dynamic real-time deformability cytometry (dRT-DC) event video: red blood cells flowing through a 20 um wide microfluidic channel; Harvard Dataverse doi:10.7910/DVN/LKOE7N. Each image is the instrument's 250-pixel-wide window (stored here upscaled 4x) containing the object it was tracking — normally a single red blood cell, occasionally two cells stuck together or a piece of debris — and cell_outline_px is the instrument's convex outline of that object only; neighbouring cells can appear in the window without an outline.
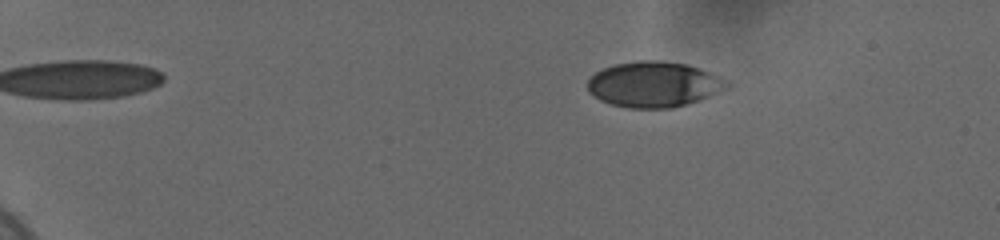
{"species": "human", "species_latin": "Homo sapiens", "temperature_condition": "cold", "stored_images_in_passage": 58, "camera_frame_rate_fps": 3000, "um_per_image_px": 0.085, "donor": {"sex": "female"}, "frame": {"image": 1, "passage_image": 11, "time_ms": 3.333, "image_size_px": [1000, 240], "cell_outline_px": [[732, 84], [708, 96], [672, 108], [628, 108], [612, 104], [600, 100], [588, 92], [588, 80], [596, 72], [604, 68], [616, 64], [636, 60], [660, 60], [688, 64], [700, 68]], "centroid_in_image_um": [55.52, 7.16], "position_along_channel_um": 29.5, "area_um2": 36.53}}
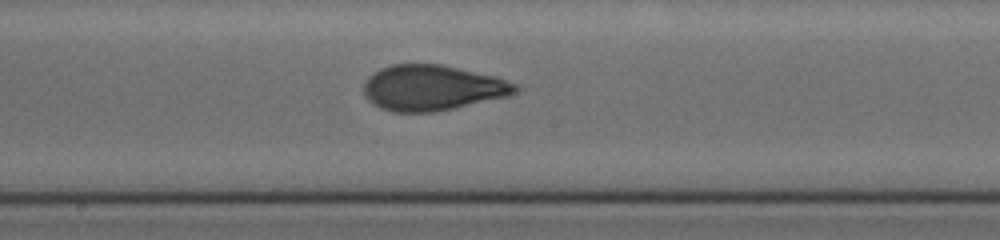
{"frame": {"image": 2, "passage_image": 35, "time_ms": 11.333, "image_size_px": [1000, 240], "cell_outline_px": [[520, 88], [516, 92], [508, 96], [452, 108], [432, 112], [392, 112], [380, 108], [368, 100], [364, 96], [364, 84], [368, 76], [380, 68], [392, 64], [440, 64], [496, 76], [516, 84]], "centroid_in_image_um": [36.72, 7.46], "position_along_channel_um": 211.5, "area_um2": 40.11}}
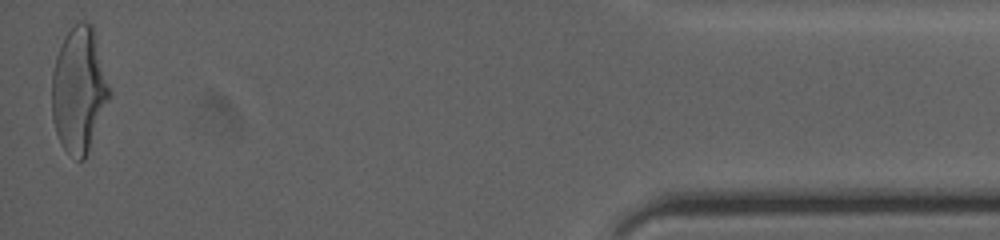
{"frame": {"image": 3, "passage_image": 58, "time_ms": 19.0, "image_size_px": [1000, 240], "cell_outline_px": [[112, 92], [84, 160], [80, 160], [68, 152], [64, 148], [56, 132], [52, 120], [52, 72], [56, 56], [60, 44], [64, 36], [80, 20], [84, 20], [92, 24]], "centroid_in_image_um": [6.71, 7.6], "position_along_channel_um": 428.5, "area_um2": 41.79}, "authors_computed_cell_mechanics": {"area_um2": 38.9283, "velocity_mm_per_s": 3.6803, "shape_relaxation_time_tau1_ms": 4.6974, "shape_relaxation_time_tau2_ms": 0.9701, "deformation_change_tau1": 0.1813, "deformation_change_tau2": 0.0759}}